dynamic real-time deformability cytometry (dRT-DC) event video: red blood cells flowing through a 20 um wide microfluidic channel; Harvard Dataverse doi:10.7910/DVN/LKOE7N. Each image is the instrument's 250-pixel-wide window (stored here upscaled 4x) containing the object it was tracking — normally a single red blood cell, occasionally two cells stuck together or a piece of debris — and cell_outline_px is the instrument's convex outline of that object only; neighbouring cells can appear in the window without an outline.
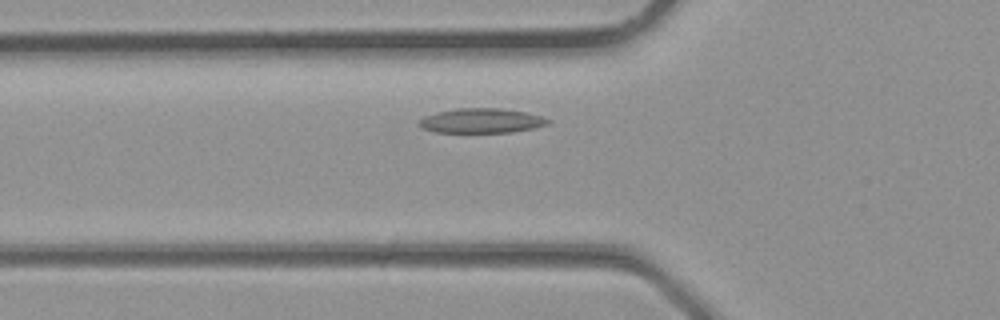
{"species": "common noctule bat (a hibernating species)", "species_latin": "Nyctalus noctula", "temperature_condition": "room temperature", "stored_images_in_passage": 28, "segment_of_instrument_passage": [1, 2], "camera_frame_rate_fps": 3000, "um_per_image_px": 0.085, "animal": {"sex": "male", "body_mass_g": 23.1, "forearm_length_mm": 52.7}, "frame": {"image": 1, "passage_image": 4, "time_ms": 1.0, "image_size_px": [1000, 320], "cell_outline_px": [[552, 120], [548, 124], [536, 128], [512, 132], [436, 132], [424, 128], [420, 124], [420, 120], [424, 116], [436, 112], [456, 108], [500, 108], [524, 112], [540, 116]], "centroid_in_image_um": [40.96, 10.25], "position_along_channel_um": 84.8, "area_um2": 18.38}}
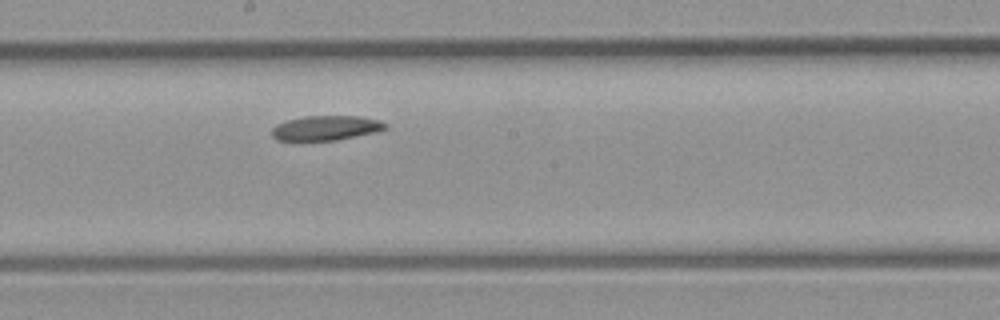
{"frame": {"image": 2, "passage_image": 11, "time_ms": 3.333, "image_size_px": [1000, 320], "cell_outline_px": [[388, 128], [376, 132], [336, 140], [276, 140], [272, 136], [272, 128], [276, 124], [288, 120], [304, 116], [360, 116], [380, 120], [388, 124]], "centroid_in_image_um": [27.73, 10.87], "position_along_channel_um": 220.5, "area_um2": 16.36}}
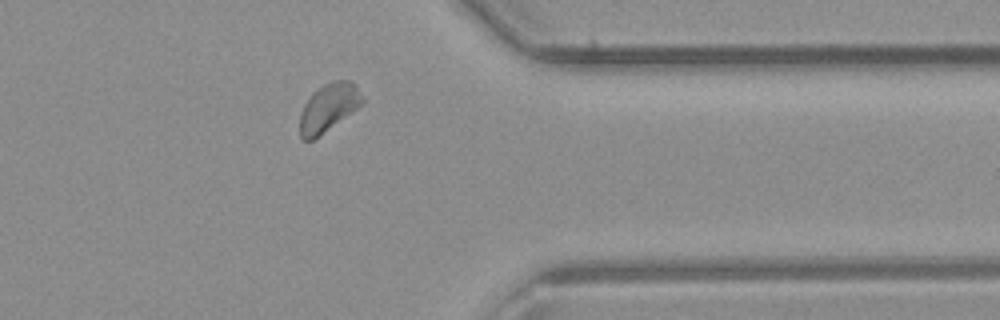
{"frame": {"image": 3, "passage_image": 20, "time_ms": 6.333, "image_size_px": [1000, 320], "cell_outline_px": [[364, 104], [312, 140], [304, 140], [300, 136], [300, 112], [304, 104], [312, 92], [324, 84], [332, 80], [348, 80], [356, 84], [364, 100]], "centroid_in_image_um": [27.93, 9.11], "position_along_channel_um": 383.5, "area_um2": 17.46}}